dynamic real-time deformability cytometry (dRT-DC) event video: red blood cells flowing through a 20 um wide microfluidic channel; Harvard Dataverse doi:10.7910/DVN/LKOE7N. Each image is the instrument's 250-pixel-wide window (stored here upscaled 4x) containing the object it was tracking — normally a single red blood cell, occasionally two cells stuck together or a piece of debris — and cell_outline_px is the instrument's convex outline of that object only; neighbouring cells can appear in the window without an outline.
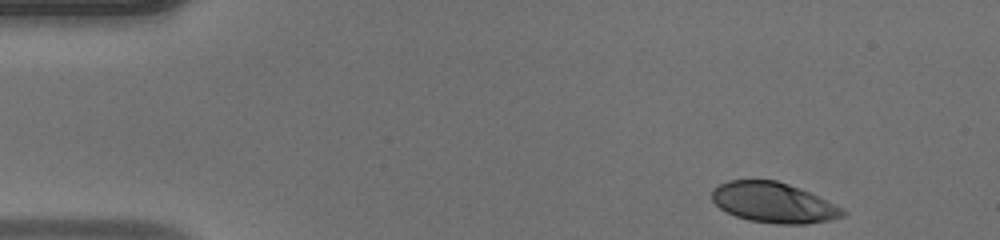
{"species": "human", "species_latin": "Homo sapiens", "temperature_condition": "warm", "stored_images_in_passage": 45, "camera_frame_rate_fps": 3000, "um_per_image_px": 0.085, "donor": {"sex": "male"}, "frame": {"image": 1, "passage_image": 1, "time_ms": 0.0, "image_size_px": [1000, 240], "cell_outline_px": [[848, 212], [844, 216], [828, 220], [804, 224], [776, 224], [748, 220], [736, 216], [720, 208], [712, 200], [712, 188], [728, 180], [776, 180], [800, 188], [836, 204], [844, 208]], "centroid_in_image_um": [65.77, 17.22], "position_along_channel_um": 19.2, "area_um2": 30.75}}
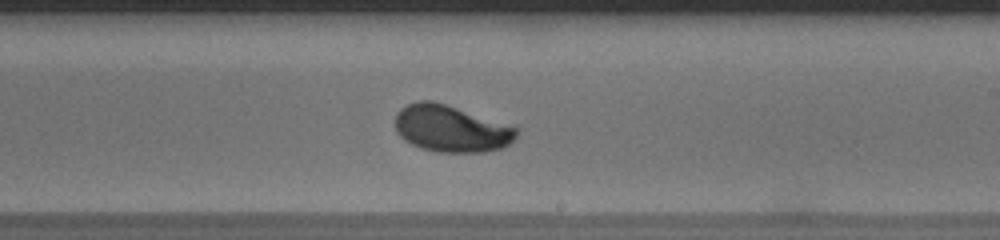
{"frame": {"image": 2, "passage_image": 25, "time_ms": 8.0, "image_size_px": [1000, 240], "cell_outline_px": [[520, 128], [516, 136], [504, 148], [484, 152], [436, 152], [420, 148], [404, 140], [396, 132], [396, 112], [400, 108], [408, 104], [420, 100], [432, 100]], "centroid_in_image_um": [38.33, 10.94], "position_along_channel_um": 250.7, "area_um2": 33.06}}
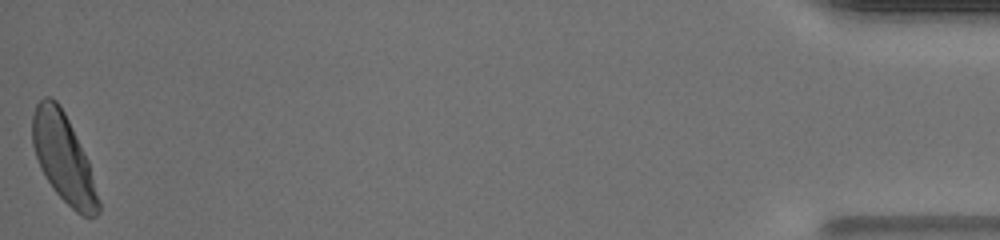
{"frame": {"image": 3, "passage_image": 45, "time_ms": 14.667, "image_size_px": [1000, 240], "cell_outline_px": [[100, 212], [96, 216], [84, 216], [76, 212], [56, 192], [44, 176], [40, 168], [32, 144], [32, 116], [36, 104], [44, 96], [48, 96], [56, 100], [60, 104], [88, 160], [100, 200]], "centroid_in_image_um": [5.39, 13.43], "position_along_channel_um": 429.8, "area_um2": 33.76}, "authors_computed_cell_mechanics": {"area_um2": 32.8304, "velocity_mm_per_s": 4.128, "shape_relaxation_time_tau1_ms": 2.5539, "shape_relaxation_time_tau2_ms": null, "deformation_change_tau1": 0.1437, "deformation_change_tau2": null}}